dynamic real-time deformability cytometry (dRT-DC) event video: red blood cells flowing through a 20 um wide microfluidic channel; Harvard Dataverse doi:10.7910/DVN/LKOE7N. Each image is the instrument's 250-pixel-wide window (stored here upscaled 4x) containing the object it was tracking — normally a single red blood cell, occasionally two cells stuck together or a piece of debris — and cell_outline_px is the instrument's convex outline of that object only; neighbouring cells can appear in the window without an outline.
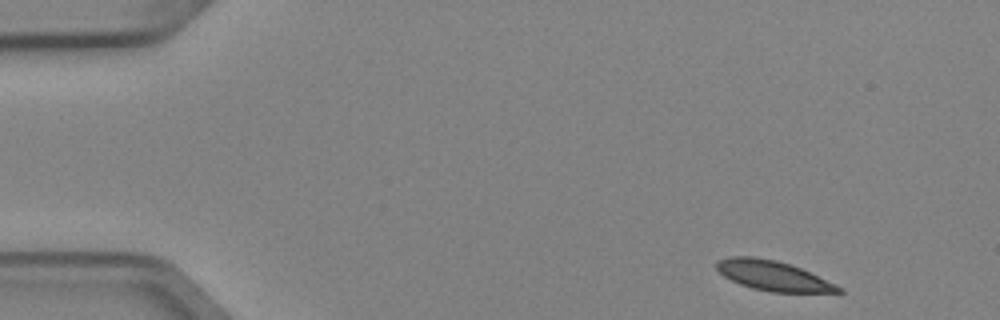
{"species": "Egyptian fruit bat (a non-hibernating species)", "species_latin": "Rousettus aegyptiacus", "temperature_condition": "cold", "stored_images_in_passage": 6, "camera_frame_rate_fps": 3000, "um_per_image_px": 0.085, "animal": {"sex": "female"}, "frame": {"image": 1, "passage_image": 1, "time_ms": 0.0, "image_size_px": [1000, 320], "cell_outline_px": [[844, 292], [768, 292], [752, 288], [740, 284], [724, 276], [716, 268], [716, 260], [732, 256], [752, 256], [776, 260], [800, 268], [836, 284], [844, 288]], "centroid_in_image_um": [65.7, 23.43], "position_along_channel_um": 19.3, "area_um2": 21.1}}
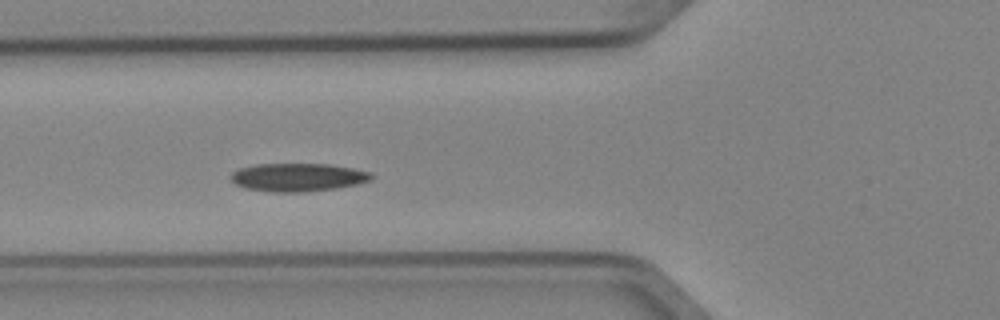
{"frame": {"image": 2, "passage_image": 5, "time_ms": 1.333, "image_size_px": [1000, 320], "cell_outline_px": [[376, 176], [372, 180], [356, 184], [336, 188], [304, 192], [272, 192], [244, 188], [236, 184], [228, 176], [236, 168], [256, 164], [328, 164], [352, 168], [372, 172]], "centroid_in_image_um": [25.31, 15.06], "position_along_channel_um": 100.5, "area_um2": 23.35}}
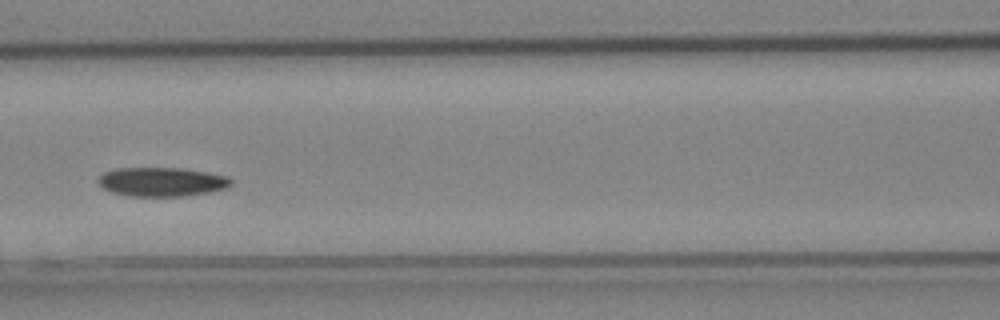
{"frame": {"image": 3, "passage_image": 6, "time_ms": 1.667, "image_size_px": [1000, 320], "cell_outline_px": [[232, 184], [224, 188], [208, 192], [184, 196], [132, 196], [112, 192], [104, 188], [96, 180], [104, 172], [116, 168], [180, 168], [208, 172], [228, 176], [232, 180]], "centroid_in_image_um": [13.75, 15.45], "position_along_channel_um": 152.9, "area_um2": 22.37}}